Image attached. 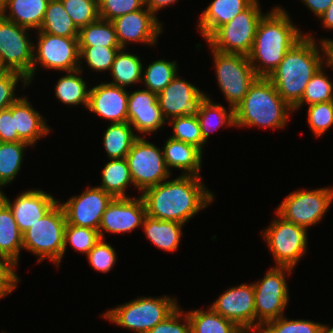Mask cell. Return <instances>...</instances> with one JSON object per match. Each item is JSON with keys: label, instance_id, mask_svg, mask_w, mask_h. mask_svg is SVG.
Here are the masks:
<instances>
[{"label": "cell", "instance_id": "1", "mask_svg": "<svg viewBox=\"0 0 333 333\" xmlns=\"http://www.w3.org/2000/svg\"><path fill=\"white\" fill-rule=\"evenodd\" d=\"M169 179L140 194L149 217L185 225L215 200L203 177L181 174L173 180Z\"/></svg>", "mask_w": 333, "mask_h": 333}, {"label": "cell", "instance_id": "2", "mask_svg": "<svg viewBox=\"0 0 333 333\" xmlns=\"http://www.w3.org/2000/svg\"><path fill=\"white\" fill-rule=\"evenodd\" d=\"M290 17L286 9L277 5L261 18L248 55L258 77L268 78L287 51L305 35Z\"/></svg>", "mask_w": 333, "mask_h": 333}, {"label": "cell", "instance_id": "3", "mask_svg": "<svg viewBox=\"0 0 333 333\" xmlns=\"http://www.w3.org/2000/svg\"><path fill=\"white\" fill-rule=\"evenodd\" d=\"M318 43L316 37L307 32L287 51L281 63L268 77L291 108L300 102L308 82L325 64L323 42Z\"/></svg>", "mask_w": 333, "mask_h": 333}, {"label": "cell", "instance_id": "4", "mask_svg": "<svg viewBox=\"0 0 333 333\" xmlns=\"http://www.w3.org/2000/svg\"><path fill=\"white\" fill-rule=\"evenodd\" d=\"M291 108L279 95L273 83L258 77L243 100L234 108L235 127L280 129L288 124Z\"/></svg>", "mask_w": 333, "mask_h": 333}, {"label": "cell", "instance_id": "5", "mask_svg": "<svg viewBox=\"0 0 333 333\" xmlns=\"http://www.w3.org/2000/svg\"><path fill=\"white\" fill-rule=\"evenodd\" d=\"M177 300L167 295L140 296L109 309L101 317L134 333H147L180 306Z\"/></svg>", "mask_w": 333, "mask_h": 333}, {"label": "cell", "instance_id": "6", "mask_svg": "<svg viewBox=\"0 0 333 333\" xmlns=\"http://www.w3.org/2000/svg\"><path fill=\"white\" fill-rule=\"evenodd\" d=\"M66 224L65 213L58 202L22 234L23 249L37 255V263L49 259L59 267L63 259Z\"/></svg>", "mask_w": 333, "mask_h": 333}, {"label": "cell", "instance_id": "7", "mask_svg": "<svg viewBox=\"0 0 333 333\" xmlns=\"http://www.w3.org/2000/svg\"><path fill=\"white\" fill-rule=\"evenodd\" d=\"M294 269L287 266H273L262 279L253 282L255 294V332L269 321L284 314L290 300L287 276Z\"/></svg>", "mask_w": 333, "mask_h": 333}, {"label": "cell", "instance_id": "8", "mask_svg": "<svg viewBox=\"0 0 333 333\" xmlns=\"http://www.w3.org/2000/svg\"><path fill=\"white\" fill-rule=\"evenodd\" d=\"M260 1L255 0L227 24L220 26L207 40V44L220 52L248 56L252 50L258 24L265 13Z\"/></svg>", "mask_w": 333, "mask_h": 333}, {"label": "cell", "instance_id": "9", "mask_svg": "<svg viewBox=\"0 0 333 333\" xmlns=\"http://www.w3.org/2000/svg\"><path fill=\"white\" fill-rule=\"evenodd\" d=\"M219 89L228 105L235 108L248 93L250 86L258 78L248 56L223 53L210 46Z\"/></svg>", "mask_w": 333, "mask_h": 333}, {"label": "cell", "instance_id": "10", "mask_svg": "<svg viewBox=\"0 0 333 333\" xmlns=\"http://www.w3.org/2000/svg\"><path fill=\"white\" fill-rule=\"evenodd\" d=\"M262 236L274 258L276 266L295 268L308 249L307 229L285 220L277 212Z\"/></svg>", "mask_w": 333, "mask_h": 333}, {"label": "cell", "instance_id": "11", "mask_svg": "<svg viewBox=\"0 0 333 333\" xmlns=\"http://www.w3.org/2000/svg\"><path fill=\"white\" fill-rule=\"evenodd\" d=\"M333 203V187L290 192L276 211L285 220L308 230L322 221Z\"/></svg>", "mask_w": 333, "mask_h": 333}, {"label": "cell", "instance_id": "12", "mask_svg": "<svg viewBox=\"0 0 333 333\" xmlns=\"http://www.w3.org/2000/svg\"><path fill=\"white\" fill-rule=\"evenodd\" d=\"M37 41L34 43V59L32 73L27 81L33 83L35 73L39 68L63 73L79 69V44L78 37H62L44 33L37 30Z\"/></svg>", "mask_w": 333, "mask_h": 333}, {"label": "cell", "instance_id": "13", "mask_svg": "<svg viewBox=\"0 0 333 333\" xmlns=\"http://www.w3.org/2000/svg\"><path fill=\"white\" fill-rule=\"evenodd\" d=\"M133 185L142 193L168 178L171 172L164 161L163 149L139 136L126 156Z\"/></svg>", "mask_w": 333, "mask_h": 333}, {"label": "cell", "instance_id": "14", "mask_svg": "<svg viewBox=\"0 0 333 333\" xmlns=\"http://www.w3.org/2000/svg\"><path fill=\"white\" fill-rule=\"evenodd\" d=\"M30 29L19 26L0 14V61L8 70L28 78L32 73L34 42Z\"/></svg>", "mask_w": 333, "mask_h": 333}, {"label": "cell", "instance_id": "15", "mask_svg": "<svg viewBox=\"0 0 333 333\" xmlns=\"http://www.w3.org/2000/svg\"><path fill=\"white\" fill-rule=\"evenodd\" d=\"M113 197L98 186L86 187L78 196L59 202L67 224L99 230L102 215Z\"/></svg>", "mask_w": 333, "mask_h": 333}, {"label": "cell", "instance_id": "16", "mask_svg": "<svg viewBox=\"0 0 333 333\" xmlns=\"http://www.w3.org/2000/svg\"><path fill=\"white\" fill-rule=\"evenodd\" d=\"M234 322L244 332H255V294L253 283H242L224 291L209 306Z\"/></svg>", "mask_w": 333, "mask_h": 333}, {"label": "cell", "instance_id": "17", "mask_svg": "<svg viewBox=\"0 0 333 333\" xmlns=\"http://www.w3.org/2000/svg\"><path fill=\"white\" fill-rule=\"evenodd\" d=\"M178 74L159 94L158 102L166 121L180 116H197L207 94Z\"/></svg>", "mask_w": 333, "mask_h": 333}, {"label": "cell", "instance_id": "18", "mask_svg": "<svg viewBox=\"0 0 333 333\" xmlns=\"http://www.w3.org/2000/svg\"><path fill=\"white\" fill-rule=\"evenodd\" d=\"M111 22L120 47L125 49L131 43L155 46L164 28L159 18L146 7L124 14Z\"/></svg>", "mask_w": 333, "mask_h": 333}, {"label": "cell", "instance_id": "19", "mask_svg": "<svg viewBox=\"0 0 333 333\" xmlns=\"http://www.w3.org/2000/svg\"><path fill=\"white\" fill-rule=\"evenodd\" d=\"M146 215L141 196L113 198L102 215L98 230L101 239L106 238L105 233L125 234L142 227Z\"/></svg>", "mask_w": 333, "mask_h": 333}, {"label": "cell", "instance_id": "20", "mask_svg": "<svg viewBox=\"0 0 333 333\" xmlns=\"http://www.w3.org/2000/svg\"><path fill=\"white\" fill-rule=\"evenodd\" d=\"M127 122L134 131L148 136L161 129L167 121L164 119L158 95L147 89L128 92Z\"/></svg>", "mask_w": 333, "mask_h": 333}, {"label": "cell", "instance_id": "21", "mask_svg": "<svg viewBox=\"0 0 333 333\" xmlns=\"http://www.w3.org/2000/svg\"><path fill=\"white\" fill-rule=\"evenodd\" d=\"M0 198L12 210L14 219L22 234L41 219L59 201L55 199L51 193H46L41 189H26L16 196L13 203L4 194L3 190L0 192Z\"/></svg>", "mask_w": 333, "mask_h": 333}, {"label": "cell", "instance_id": "22", "mask_svg": "<svg viewBox=\"0 0 333 333\" xmlns=\"http://www.w3.org/2000/svg\"><path fill=\"white\" fill-rule=\"evenodd\" d=\"M127 103L126 88L103 82L90 87L87 109L109 123L127 122Z\"/></svg>", "mask_w": 333, "mask_h": 333}, {"label": "cell", "instance_id": "23", "mask_svg": "<svg viewBox=\"0 0 333 333\" xmlns=\"http://www.w3.org/2000/svg\"><path fill=\"white\" fill-rule=\"evenodd\" d=\"M12 115L15 116V129L19 138L31 147L52 131L46 119L32 107L26 96H19L12 104Z\"/></svg>", "mask_w": 333, "mask_h": 333}, {"label": "cell", "instance_id": "24", "mask_svg": "<svg viewBox=\"0 0 333 333\" xmlns=\"http://www.w3.org/2000/svg\"><path fill=\"white\" fill-rule=\"evenodd\" d=\"M255 0H212L202 10L197 29L207 40L220 26L227 24L240 12L247 9Z\"/></svg>", "mask_w": 333, "mask_h": 333}, {"label": "cell", "instance_id": "25", "mask_svg": "<svg viewBox=\"0 0 333 333\" xmlns=\"http://www.w3.org/2000/svg\"><path fill=\"white\" fill-rule=\"evenodd\" d=\"M163 149L164 161L172 173V169L183 170L182 175L202 177L203 152L194 145L168 137ZM172 168V169H171Z\"/></svg>", "mask_w": 333, "mask_h": 333}, {"label": "cell", "instance_id": "26", "mask_svg": "<svg viewBox=\"0 0 333 333\" xmlns=\"http://www.w3.org/2000/svg\"><path fill=\"white\" fill-rule=\"evenodd\" d=\"M184 224L176 221H166L145 216L142 227L147 240L167 253L175 252L179 248L183 236Z\"/></svg>", "mask_w": 333, "mask_h": 333}, {"label": "cell", "instance_id": "27", "mask_svg": "<svg viewBox=\"0 0 333 333\" xmlns=\"http://www.w3.org/2000/svg\"><path fill=\"white\" fill-rule=\"evenodd\" d=\"M48 2L49 0H8L0 14L19 26L37 31L43 22Z\"/></svg>", "mask_w": 333, "mask_h": 333}, {"label": "cell", "instance_id": "28", "mask_svg": "<svg viewBox=\"0 0 333 333\" xmlns=\"http://www.w3.org/2000/svg\"><path fill=\"white\" fill-rule=\"evenodd\" d=\"M23 236L9 206L0 198V254L18 266Z\"/></svg>", "mask_w": 333, "mask_h": 333}, {"label": "cell", "instance_id": "29", "mask_svg": "<svg viewBox=\"0 0 333 333\" xmlns=\"http://www.w3.org/2000/svg\"><path fill=\"white\" fill-rule=\"evenodd\" d=\"M83 66L78 70L66 72L67 74L58 79L55 86V96L64 105L88 107L90 88L81 74Z\"/></svg>", "mask_w": 333, "mask_h": 333}, {"label": "cell", "instance_id": "30", "mask_svg": "<svg viewBox=\"0 0 333 333\" xmlns=\"http://www.w3.org/2000/svg\"><path fill=\"white\" fill-rule=\"evenodd\" d=\"M143 63L139 55L121 48L113 61L111 71L112 85L126 88L142 83Z\"/></svg>", "mask_w": 333, "mask_h": 333}, {"label": "cell", "instance_id": "31", "mask_svg": "<svg viewBox=\"0 0 333 333\" xmlns=\"http://www.w3.org/2000/svg\"><path fill=\"white\" fill-rule=\"evenodd\" d=\"M210 95L204 100L200 106L197 118L200 123V128L203 136V140L207 143V139L210 136V132L224 127H235V115L234 108L228 106L227 110L224 105L215 103L212 101Z\"/></svg>", "mask_w": 333, "mask_h": 333}, {"label": "cell", "instance_id": "32", "mask_svg": "<svg viewBox=\"0 0 333 333\" xmlns=\"http://www.w3.org/2000/svg\"><path fill=\"white\" fill-rule=\"evenodd\" d=\"M101 181L98 187L113 198H128L126 190L129 185L134 186L125 158L109 159L103 167Z\"/></svg>", "mask_w": 333, "mask_h": 333}, {"label": "cell", "instance_id": "33", "mask_svg": "<svg viewBox=\"0 0 333 333\" xmlns=\"http://www.w3.org/2000/svg\"><path fill=\"white\" fill-rule=\"evenodd\" d=\"M139 136L128 122L110 123L103 135V146L107 158H126L134 141Z\"/></svg>", "mask_w": 333, "mask_h": 333}, {"label": "cell", "instance_id": "34", "mask_svg": "<svg viewBox=\"0 0 333 333\" xmlns=\"http://www.w3.org/2000/svg\"><path fill=\"white\" fill-rule=\"evenodd\" d=\"M190 333H245L234 322L224 318L210 307L187 312Z\"/></svg>", "mask_w": 333, "mask_h": 333}, {"label": "cell", "instance_id": "35", "mask_svg": "<svg viewBox=\"0 0 333 333\" xmlns=\"http://www.w3.org/2000/svg\"><path fill=\"white\" fill-rule=\"evenodd\" d=\"M39 31L62 37L79 35V29L65 11L61 0H49Z\"/></svg>", "mask_w": 333, "mask_h": 333}, {"label": "cell", "instance_id": "36", "mask_svg": "<svg viewBox=\"0 0 333 333\" xmlns=\"http://www.w3.org/2000/svg\"><path fill=\"white\" fill-rule=\"evenodd\" d=\"M30 147L26 142H0V192L11 184L21 170L25 150Z\"/></svg>", "mask_w": 333, "mask_h": 333}, {"label": "cell", "instance_id": "37", "mask_svg": "<svg viewBox=\"0 0 333 333\" xmlns=\"http://www.w3.org/2000/svg\"><path fill=\"white\" fill-rule=\"evenodd\" d=\"M78 44L79 46L120 47L112 22L102 18L79 29Z\"/></svg>", "mask_w": 333, "mask_h": 333}, {"label": "cell", "instance_id": "38", "mask_svg": "<svg viewBox=\"0 0 333 333\" xmlns=\"http://www.w3.org/2000/svg\"><path fill=\"white\" fill-rule=\"evenodd\" d=\"M177 61L158 59L147 67L143 65L142 82L145 89L159 94L178 74ZM178 71V72H177Z\"/></svg>", "mask_w": 333, "mask_h": 333}, {"label": "cell", "instance_id": "39", "mask_svg": "<svg viewBox=\"0 0 333 333\" xmlns=\"http://www.w3.org/2000/svg\"><path fill=\"white\" fill-rule=\"evenodd\" d=\"M325 65V66H324ZM326 64H323L308 82L300 102L293 108L302 110L303 105H312L320 102H330L333 93V81L325 73ZM325 71V72H324ZM301 108V109H300Z\"/></svg>", "mask_w": 333, "mask_h": 333}, {"label": "cell", "instance_id": "40", "mask_svg": "<svg viewBox=\"0 0 333 333\" xmlns=\"http://www.w3.org/2000/svg\"><path fill=\"white\" fill-rule=\"evenodd\" d=\"M167 123L172 126L171 132H173L169 137L194 145L204 152L206 142L203 140L197 116L175 117L168 120Z\"/></svg>", "mask_w": 333, "mask_h": 333}, {"label": "cell", "instance_id": "41", "mask_svg": "<svg viewBox=\"0 0 333 333\" xmlns=\"http://www.w3.org/2000/svg\"><path fill=\"white\" fill-rule=\"evenodd\" d=\"M121 47H105V46H79L80 65L82 61L86 62L88 69L93 72L111 71L113 61Z\"/></svg>", "mask_w": 333, "mask_h": 333}, {"label": "cell", "instance_id": "42", "mask_svg": "<svg viewBox=\"0 0 333 333\" xmlns=\"http://www.w3.org/2000/svg\"><path fill=\"white\" fill-rule=\"evenodd\" d=\"M100 239L98 230L66 224L63 257H65L68 244L75 249L74 251L87 254Z\"/></svg>", "mask_w": 333, "mask_h": 333}, {"label": "cell", "instance_id": "43", "mask_svg": "<svg viewBox=\"0 0 333 333\" xmlns=\"http://www.w3.org/2000/svg\"><path fill=\"white\" fill-rule=\"evenodd\" d=\"M283 315L267 322L259 333H318L322 324L308 319H289Z\"/></svg>", "mask_w": 333, "mask_h": 333}, {"label": "cell", "instance_id": "44", "mask_svg": "<svg viewBox=\"0 0 333 333\" xmlns=\"http://www.w3.org/2000/svg\"><path fill=\"white\" fill-rule=\"evenodd\" d=\"M61 2L78 29L99 18L98 0H61Z\"/></svg>", "mask_w": 333, "mask_h": 333}, {"label": "cell", "instance_id": "45", "mask_svg": "<svg viewBox=\"0 0 333 333\" xmlns=\"http://www.w3.org/2000/svg\"><path fill=\"white\" fill-rule=\"evenodd\" d=\"M307 123L316 137L324 134L333 126V106L331 102H320L308 106Z\"/></svg>", "mask_w": 333, "mask_h": 333}, {"label": "cell", "instance_id": "46", "mask_svg": "<svg viewBox=\"0 0 333 333\" xmlns=\"http://www.w3.org/2000/svg\"><path fill=\"white\" fill-rule=\"evenodd\" d=\"M86 256L90 266L101 273L110 272L118 258L115 248L105 239H100Z\"/></svg>", "mask_w": 333, "mask_h": 333}, {"label": "cell", "instance_id": "47", "mask_svg": "<svg viewBox=\"0 0 333 333\" xmlns=\"http://www.w3.org/2000/svg\"><path fill=\"white\" fill-rule=\"evenodd\" d=\"M144 7V0H98L99 18L108 21Z\"/></svg>", "mask_w": 333, "mask_h": 333}, {"label": "cell", "instance_id": "48", "mask_svg": "<svg viewBox=\"0 0 333 333\" xmlns=\"http://www.w3.org/2000/svg\"><path fill=\"white\" fill-rule=\"evenodd\" d=\"M19 81L24 89L29 85L27 78L22 74L13 71H8L2 78H0V111L7 109L19 98L15 92L19 85L18 83H20Z\"/></svg>", "mask_w": 333, "mask_h": 333}, {"label": "cell", "instance_id": "49", "mask_svg": "<svg viewBox=\"0 0 333 333\" xmlns=\"http://www.w3.org/2000/svg\"><path fill=\"white\" fill-rule=\"evenodd\" d=\"M180 307L147 333H190V320L187 311L184 312Z\"/></svg>", "mask_w": 333, "mask_h": 333}, {"label": "cell", "instance_id": "50", "mask_svg": "<svg viewBox=\"0 0 333 333\" xmlns=\"http://www.w3.org/2000/svg\"><path fill=\"white\" fill-rule=\"evenodd\" d=\"M17 267L8 257L0 254V288L7 295H10L21 282L16 272Z\"/></svg>", "mask_w": 333, "mask_h": 333}, {"label": "cell", "instance_id": "51", "mask_svg": "<svg viewBox=\"0 0 333 333\" xmlns=\"http://www.w3.org/2000/svg\"><path fill=\"white\" fill-rule=\"evenodd\" d=\"M15 129V116L12 115V104L0 111V142H21Z\"/></svg>", "mask_w": 333, "mask_h": 333}, {"label": "cell", "instance_id": "52", "mask_svg": "<svg viewBox=\"0 0 333 333\" xmlns=\"http://www.w3.org/2000/svg\"><path fill=\"white\" fill-rule=\"evenodd\" d=\"M318 18L328 9L333 0H300Z\"/></svg>", "mask_w": 333, "mask_h": 333}, {"label": "cell", "instance_id": "53", "mask_svg": "<svg viewBox=\"0 0 333 333\" xmlns=\"http://www.w3.org/2000/svg\"><path fill=\"white\" fill-rule=\"evenodd\" d=\"M176 1L179 0H144V4L157 17L160 10L177 3Z\"/></svg>", "mask_w": 333, "mask_h": 333}, {"label": "cell", "instance_id": "54", "mask_svg": "<svg viewBox=\"0 0 333 333\" xmlns=\"http://www.w3.org/2000/svg\"><path fill=\"white\" fill-rule=\"evenodd\" d=\"M317 19H320L323 28L333 31V2L328 7V9Z\"/></svg>", "mask_w": 333, "mask_h": 333}, {"label": "cell", "instance_id": "55", "mask_svg": "<svg viewBox=\"0 0 333 333\" xmlns=\"http://www.w3.org/2000/svg\"><path fill=\"white\" fill-rule=\"evenodd\" d=\"M326 68L333 70V47H324Z\"/></svg>", "mask_w": 333, "mask_h": 333}, {"label": "cell", "instance_id": "56", "mask_svg": "<svg viewBox=\"0 0 333 333\" xmlns=\"http://www.w3.org/2000/svg\"><path fill=\"white\" fill-rule=\"evenodd\" d=\"M318 41L323 42V47H333V40L330 38H321Z\"/></svg>", "mask_w": 333, "mask_h": 333}, {"label": "cell", "instance_id": "57", "mask_svg": "<svg viewBox=\"0 0 333 333\" xmlns=\"http://www.w3.org/2000/svg\"><path fill=\"white\" fill-rule=\"evenodd\" d=\"M318 333H333V326L330 327L326 324H322Z\"/></svg>", "mask_w": 333, "mask_h": 333}, {"label": "cell", "instance_id": "58", "mask_svg": "<svg viewBox=\"0 0 333 333\" xmlns=\"http://www.w3.org/2000/svg\"><path fill=\"white\" fill-rule=\"evenodd\" d=\"M7 72L8 70L1 64L0 61V78H2Z\"/></svg>", "mask_w": 333, "mask_h": 333}, {"label": "cell", "instance_id": "59", "mask_svg": "<svg viewBox=\"0 0 333 333\" xmlns=\"http://www.w3.org/2000/svg\"><path fill=\"white\" fill-rule=\"evenodd\" d=\"M8 0H0V13L3 11L7 4Z\"/></svg>", "mask_w": 333, "mask_h": 333}, {"label": "cell", "instance_id": "60", "mask_svg": "<svg viewBox=\"0 0 333 333\" xmlns=\"http://www.w3.org/2000/svg\"><path fill=\"white\" fill-rule=\"evenodd\" d=\"M8 296L1 288H0V299Z\"/></svg>", "mask_w": 333, "mask_h": 333}, {"label": "cell", "instance_id": "61", "mask_svg": "<svg viewBox=\"0 0 333 333\" xmlns=\"http://www.w3.org/2000/svg\"><path fill=\"white\" fill-rule=\"evenodd\" d=\"M331 104H332V106H333V93H332V97H331Z\"/></svg>", "mask_w": 333, "mask_h": 333}]
</instances>
